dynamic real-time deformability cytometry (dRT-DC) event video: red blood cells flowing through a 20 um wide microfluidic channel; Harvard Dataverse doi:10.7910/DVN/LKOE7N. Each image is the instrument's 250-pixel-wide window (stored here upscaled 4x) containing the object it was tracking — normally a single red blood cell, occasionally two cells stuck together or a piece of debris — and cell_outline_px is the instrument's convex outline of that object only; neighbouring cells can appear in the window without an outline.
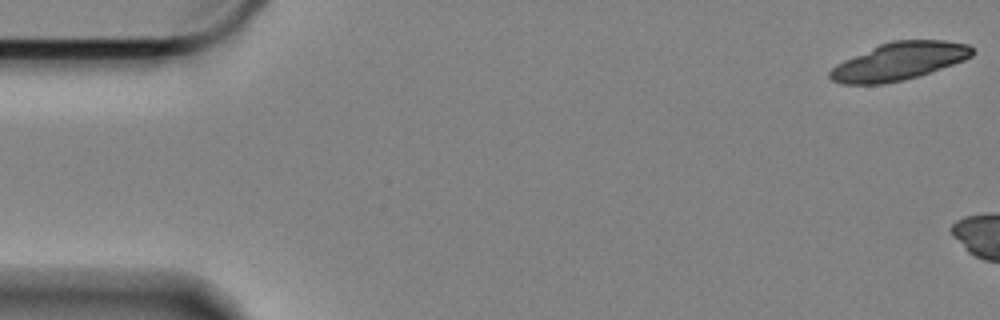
{"species": "Egyptian fruit bat (a non-hibernating species)", "species_latin": "Rousettus aegyptiacus", "temperature_condition": "cold", "stored_images_in_passage": 10, "camera_frame_rate_fps": 3000, "um_per_image_px": 0.085, "animal": {"sex": "female"}, "frame": {"image": 1, "passage_image": 1, "time_ms": 0.0, "image_size_px": [1000, 320], "cell_outline_px": [[976, 52], [972, 56], [964, 60], [904, 80], [884, 84], [844, 84], [832, 80], [828, 76], [828, 72], [836, 64], [844, 60], [880, 44], [892, 40], [944, 40], [968, 44]], "centroid_in_image_um": [76.41, 5.21], "position_along_channel_um": 8.6, "area_um2": 30.98}}